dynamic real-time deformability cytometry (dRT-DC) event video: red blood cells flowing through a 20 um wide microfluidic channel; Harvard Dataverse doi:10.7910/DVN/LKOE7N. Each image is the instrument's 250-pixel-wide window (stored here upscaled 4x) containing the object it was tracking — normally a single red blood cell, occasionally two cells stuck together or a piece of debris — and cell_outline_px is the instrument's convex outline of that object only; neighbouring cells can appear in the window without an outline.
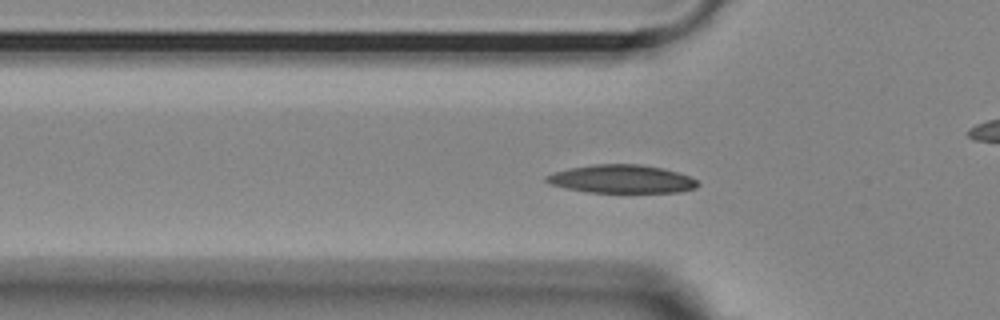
{"species": "Egyptian fruit bat (a non-hibernating species)", "species_latin": "Rousettus aegyptiacus", "temperature_condition": "room temperature", "stored_images_in_passage": 49, "camera_frame_rate_fps": 3000, "um_per_image_px": 0.085, "animal": {"sex": "female"}, "frame": {"image": 1, "passage_image": 17, "time_ms": 5.333, "image_size_px": [1000, 320], "cell_outline_px": [[700, 184], [696, 188], [680, 192], [588, 192], [548, 184], [544, 180], [544, 176], [568, 168], [592, 164], [640, 164], [664, 168], [688, 176], [696, 180]], "centroid_in_image_um": [52.83, 15.21], "position_along_channel_um": 73.0, "area_um2": 24.91}}
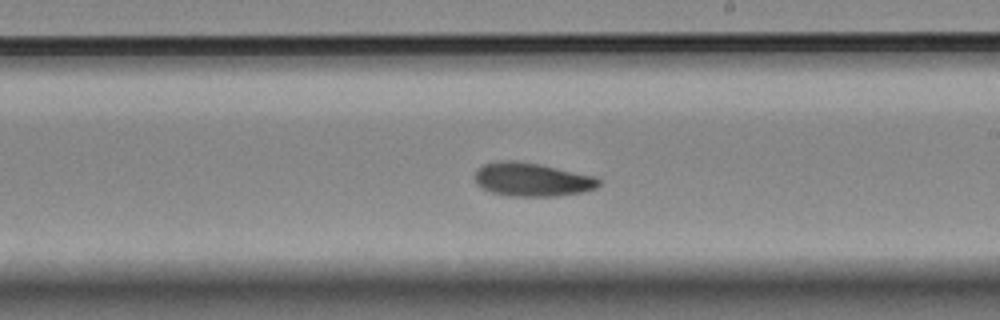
{"frame": {"image": 2, "passage_image": 31, "time_ms": 10.0, "image_size_px": [1000, 320], "cell_outline_px": [[600, 184], [596, 188], [580, 192], [556, 196], [508, 196], [492, 192], [476, 184], [476, 168], [484, 164], [496, 160], [516, 160], [540, 164], [596, 176], [600, 180]], "centroid_in_image_um": [45.21, 15.24], "position_along_channel_um": 243.8, "area_um2": 24.33}}
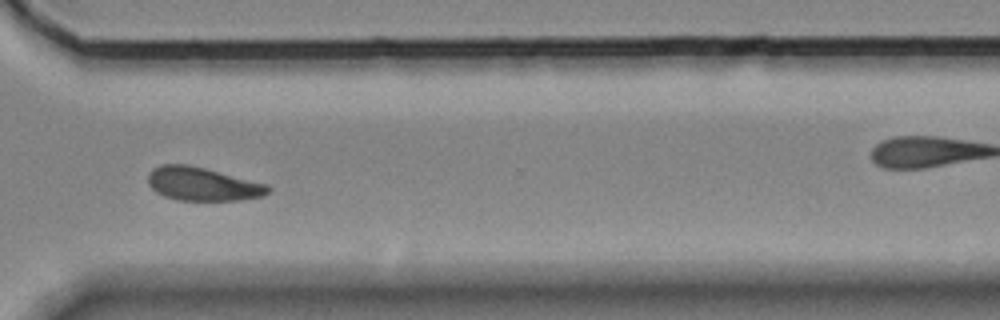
{"frame": {"image": 3, "passage_image": 40, "time_ms": 13.0, "image_size_px": [1000, 320], "cell_outline_px": [[272, 192], [264, 196], [240, 200], [176, 200], [164, 196], [156, 192], [148, 184], [148, 176], [152, 168], [160, 164], [184, 164], [204, 168], [268, 184], [272, 188]], "centroid_in_image_um": [17.24, 15.65], "position_along_channel_um": 353.4, "area_um2": 23.52}, "authors_computed_cell_mechanics": {"area_um2": 23.4668, "velocity_mm_per_s": 3.6468, "shape_relaxation_time_tau1_ms": 3.1029, "shape_relaxation_time_tau2_ms": null, "deformation_change_tau1": 0.1086, "deformation_change_tau2": null}}